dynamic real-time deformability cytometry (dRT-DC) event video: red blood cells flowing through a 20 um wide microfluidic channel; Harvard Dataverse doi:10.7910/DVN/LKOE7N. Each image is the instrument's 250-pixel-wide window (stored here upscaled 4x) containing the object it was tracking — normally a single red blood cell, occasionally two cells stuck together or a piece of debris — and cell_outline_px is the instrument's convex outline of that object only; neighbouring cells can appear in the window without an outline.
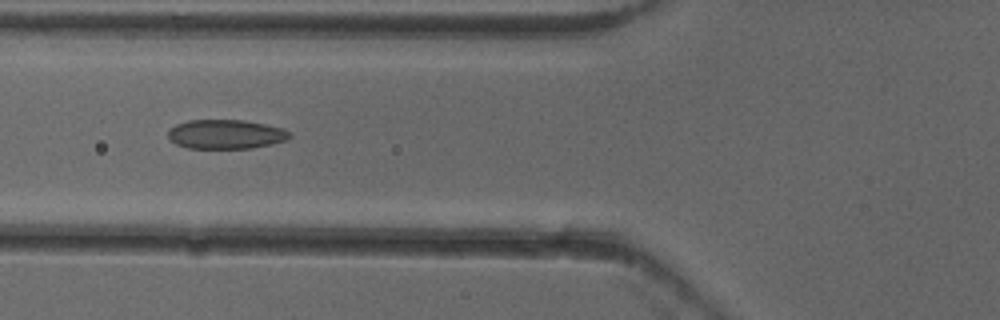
{"species": "common noctule bat (a hibernating species)", "species_latin": "Nyctalus noctula", "temperature_condition": "cold", "stored_images_in_passage": 14, "camera_frame_rate_fps": 3000, "um_per_image_px": 0.085, "animal": {"sex": "female"}, "frame": {"image": 1, "passage_image": 5, "time_ms": 1.333, "image_size_px": [1000, 320], "cell_outline_px": [[292, 136], [284, 140], [272, 144], [252, 148], [188, 148], [176, 144], [168, 136], [168, 132], [176, 124], [188, 120], [244, 120], [284, 128], [292, 132]], "centroid_in_image_um": [19.23, 11.41], "position_along_channel_um": 106.6, "area_um2": 20.69}}
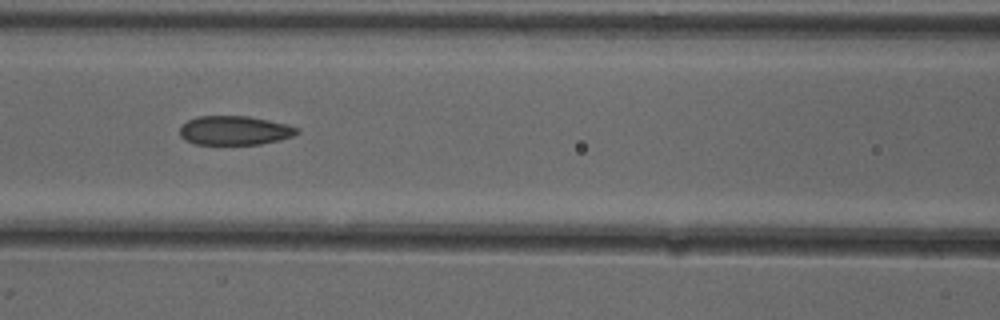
{"frame": {"image": 2, "passage_image": 8, "time_ms": 2.333, "image_size_px": [1000, 320], "cell_outline_px": [[300, 132], [292, 136], [280, 140], [260, 144], [196, 144], [184, 140], [180, 136], [180, 124], [196, 116], [248, 116], [288, 124], [300, 128]], "centroid_in_image_um": [19.94, 11.08], "position_along_channel_um": 146.7, "area_um2": 20.06}}